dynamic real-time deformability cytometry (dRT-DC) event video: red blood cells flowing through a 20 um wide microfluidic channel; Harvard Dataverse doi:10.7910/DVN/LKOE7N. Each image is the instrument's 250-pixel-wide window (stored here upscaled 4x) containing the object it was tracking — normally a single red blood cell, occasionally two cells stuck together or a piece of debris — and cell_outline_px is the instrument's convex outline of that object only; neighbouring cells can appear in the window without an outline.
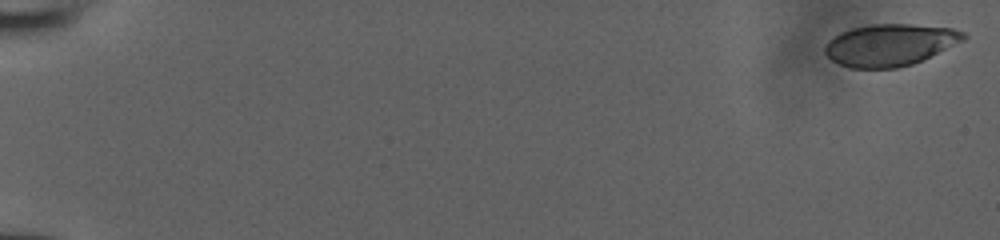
{"species": "human", "species_latin": "Homo sapiens", "temperature_condition": "room temperature", "stored_images_in_passage": 52, "camera_frame_rate_fps": 3000, "um_per_image_px": 0.085, "donor": {"sex": "male"}, "frame": {"image": 1, "passage_image": 1, "time_ms": 0.0, "image_size_px": [1000, 240], "cell_outline_px": [[968, 36], [964, 40], [924, 60], [912, 64], [896, 68], [848, 68], [832, 60], [824, 52], [824, 48], [828, 40], [840, 32], [852, 28], [872, 24], [912, 24], [952, 28], [964, 32]], "centroid_in_image_um": [75.65, 3.82], "position_along_channel_um": 9.4, "area_um2": 33.99}}
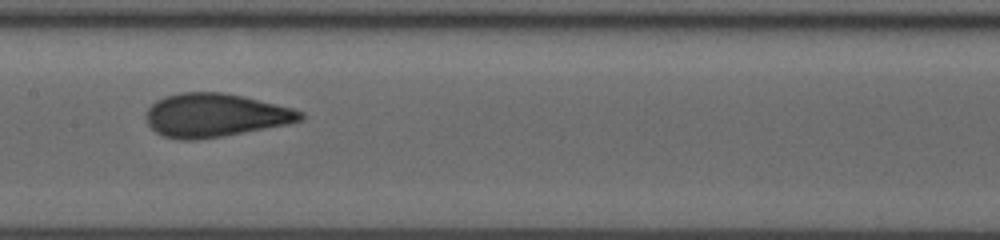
{"frame": {"image": 2, "passage_image": 29, "time_ms": 9.333, "image_size_px": [1000, 240], "cell_outline_px": [[304, 120], [288, 124], [224, 136], [196, 140], [180, 140], [164, 136], [156, 132], [148, 124], [144, 116], [148, 108], [156, 100], [164, 96], [180, 92], [220, 92], [244, 96], [292, 108], [304, 112]], "centroid_in_image_um": [18.28, 9.79], "position_along_channel_um": 189.1, "area_um2": 39.3}}
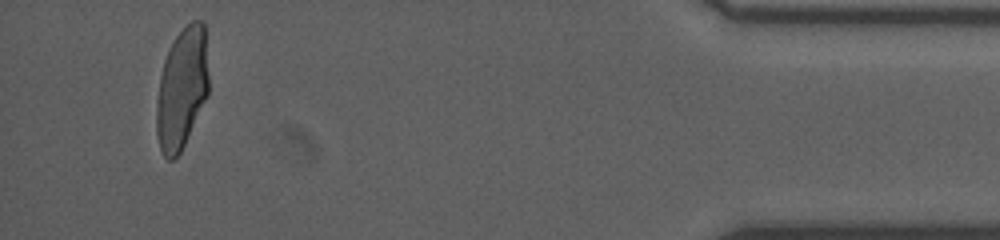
{"frame": {"image": 3, "passage_image": 50, "time_ms": 16.333, "image_size_px": [1000, 240], "cell_outline_px": [[208, 96], [180, 152], [172, 160], [168, 160], [160, 152], [156, 132], [156, 104], [160, 76], [164, 60], [176, 36], [192, 20], [200, 20], [204, 24], [208, 76]], "centroid_in_image_um": [15.45, 7.56], "position_along_channel_um": 419.8, "area_um2": 36.65}}